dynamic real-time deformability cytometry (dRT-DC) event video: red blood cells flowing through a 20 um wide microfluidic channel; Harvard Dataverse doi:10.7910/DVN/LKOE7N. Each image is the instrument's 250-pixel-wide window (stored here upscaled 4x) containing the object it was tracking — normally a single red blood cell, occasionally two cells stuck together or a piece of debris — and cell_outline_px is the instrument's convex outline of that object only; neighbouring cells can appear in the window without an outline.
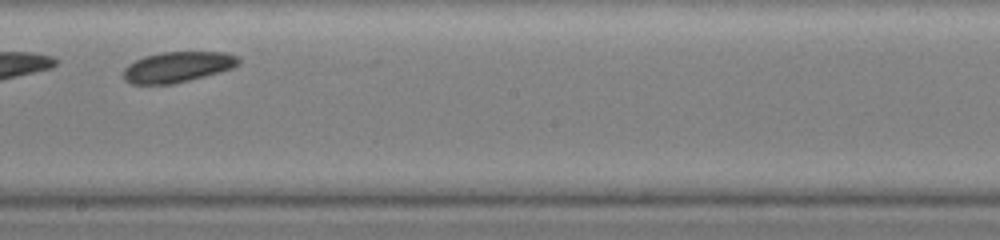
{"species": "common noctule bat (a hibernating species)", "species_latin": "Nyctalus noctula", "temperature_condition": "warm", "stored_images_in_passage": 19, "camera_frame_rate_fps": 3000, "um_per_image_px": 0.085, "animal": {"sex": "female", "body_mass_g": 19.0, "forearm_length_mm": 51.5}, "frame": {"image": 1, "passage_image": 11, "time_ms": 4.0, "image_size_px": [1000, 240], "cell_outline_px": [[240, 64], [232, 68], [220, 72], [172, 84], [132, 84], [124, 80], [124, 68], [128, 64], [144, 56], [160, 52], [228, 52], [240, 56]], "centroid_in_image_um": [15.12, 5.68], "position_along_channel_um": 233.1, "area_um2": 20.63}}